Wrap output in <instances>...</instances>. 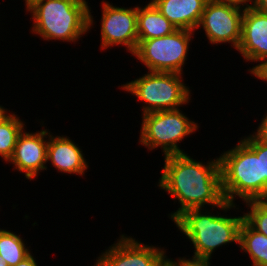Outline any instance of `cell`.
I'll return each mask as SVG.
<instances>
[{"instance_id": "obj_5", "label": "cell", "mask_w": 267, "mask_h": 266, "mask_svg": "<svg viewBox=\"0 0 267 266\" xmlns=\"http://www.w3.org/2000/svg\"><path fill=\"white\" fill-rule=\"evenodd\" d=\"M181 75L173 72L149 71L121 88L146 103L142 114L175 110L190 100V89L182 83Z\"/></svg>"}, {"instance_id": "obj_2", "label": "cell", "mask_w": 267, "mask_h": 266, "mask_svg": "<svg viewBox=\"0 0 267 266\" xmlns=\"http://www.w3.org/2000/svg\"><path fill=\"white\" fill-rule=\"evenodd\" d=\"M222 192L233 204L236 196L242 201L262 200L261 140L253 134L221 154ZM235 196V197H234Z\"/></svg>"}, {"instance_id": "obj_4", "label": "cell", "mask_w": 267, "mask_h": 266, "mask_svg": "<svg viewBox=\"0 0 267 266\" xmlns=\"http://www.w3.org/2000/svg\"><path fill=\"white\" fill-rule=\"evenodd\" d=\"M190 209L180 214L174 223L190 239L195 252V261H210L212 252L227 243H239V230L244 216L224 217ZM208 212V213H207Z\"/></svg>"}, {"instance_id": "obj_11", "label": "cell", "mask_w": 267, "mask_h": 266, "mask_svg": "<svg viewBox=\"0 0 267 266\" xmlns=\"http://www.w3.org/2000/svg\"><path fill=\"white\" fill-rule=\"evenodd\" d=\"M46 136H49L47 129L36 133L22 131L18 136L14 153L8 162L13 163L16 170L24 172L28 180L36 178L41 170L47 169Z\"/></svg>"}, {"instance_id": "obj_21", "label": "cell", "mask_w": 267, "mask_h": 266, "mask_svg": "<svg viewBox=\"0 0 267 266\" xmlns=\"http://www.w3.org/2000/svg\"><path fill=\"white\" fill-rule=\"evenodd\" d=\"M258 65H255L252 69L248 70L253 74L256 78L261 80H265L267 82V58L261 60Z\"/></svg>"}, {"instance_id": "obj_9", "label": "cell", "mask_w": 267, "mask_h": 266, "mask_svg": "<svg viewBox=\"0 0 267 266\" xmlns=\"http://www.w3.org/2000/svg\"><path fill=\"white\" fill-rule=\"evenodd\" d=\"M101 49L125 45L133 55L138 46V6L124 8L102 2Z\"/></svg>"}, {"instance_id": "obj_27", "label": "cell", "mask_w": 267, "mask_h": 266, "mask_svg": "<svg viewBox=\"0 0 267 266\" xmlns=\"http://www.w3.org/2000/svg\"><path fill=\"white\" fill-rule=\"evenodd\" d=\"M215 1L231 2V3L238 4V5H242V7L249 6V4L247 2H250V4L252 3V0H215ZM244 4H246V5H244Z\"/></svg>"}, {"instance_id": "obj_29", "label": "cell", "mask_w": 267, "mask_h": 266, "mask_svg": "<svg viewBox=\"0 0 267 266\" xmlns=\"http://www.w3.org/2000/svg\"><path fill=\"white\" fill-rule=\"evenodd\" d=\"M37 0H25L26 9Z\"/></svg>"}, {"instance_id": "obj_15", "label": "cell", "mask_w": 267, "mask_h": 266, "mask_svg": "<svg viewBox=\"0 0 267 266\" xmlns=\"http://www.w3.org/2000/svg\"><path fill=\"white\" fill-rule=\"evenodd\" d=\"M177 29L167 20L150 1L146 6H138V40H147L167 36Z\"/></svg>"}, {"instance_id": "obj_12", "label": "cell", "mask_w": 267, "mask_h": 266, "mask_svg": "<svg viewBox=\"0 0 267 266\" xmlns=\"http://www.w3.org/2000/svg\"><path fill=\"white\" fill-rule=\"evenodd\" d=\"M246 61L267 58V14L249 5L242 16L241 41L237 48Z\"/></svg>"}, {"instance_id": "obj_19", "label": "cell", "mask_w": 267, "mask_h": 266, "mask_svg": "<svg viewBox=\"0 0 267 266\" xmlns=\"http://www.w3.org/2000/svg\"><path fill=\"white\" fill-rule=\"evenodd\" d=\"M250 211L245 213L244 220L257 232L267 236V200L245 202Z\"/></svg>"}, {"instance_id": "obj_18", "label": "cell", "mask_w": 267, "mask_h": 266, "mask_svg": "<svg viewBox=\"0 0 267 266\" xmlns=\"http://www.w3.org/2000/svg\"><path fill=\"white\" fill-rule=\"evenodd\" d=\"M25 245L19 235L0 229V255L8 266L17 265L31 253Z\"/></svg>"}, {"instance_id": "obj_25", "label": "cell", "mask_w": 267, "mask_h": 266, "mask_svg": "<svg viewBox=\"0 0 267 266\" xmlns=\"http://www.w3.org/2000/svg\"><path fill=\"white\" fill-rule=\"evenodd\" d=\"M15 266H38L35 258L30 253L26 258H24L20 263Z\"/></svg>"}, {"instance_id": "obj_17", "label": "cell", "mask_w": 267, "mask_h": 266, "mask_svg": "<svg viewBox=\"0 0 267 266\" xmlns=\"http://www.w3.org/2000/svg\"><path fill=\"white\" fill-rule=\"evenodd\" d=\"M24 123L15 114H8L0 121V156L8 162L12 157Z\"/></svg>"}, {"instance_id": "obj_8", "label": "cell", "mask_w": 267, "mask_h": 266, "mask_svg": "<svg viewBox=\"0 0 267 266\" xmlns=\"http://www.w3.org/2000/svg\"><path fill=\"white\" fill-rule=\"evenodd\" d=\"M241 8V5L231 2L208 0L198 28L203 27L210 43H232L237 50L241 41L242 16L245 10V7Z\"/></svg>"}, {"instance_id": "obj_30", "label": "cell", "mask_w": 267, "mask_h": 266, "mask_svg": "<svg viewBox=\"0 0 267 266\" xmlns=\"http://www.w3.org/2000/svg\"><path fill=\"white\" fill-rule=\"evenodd\" d=\"M0 266H8V263L4 261L3 257L0 255Z\"/></svg>"}, {"instance_id": "obj_26", "label": "cell", "mask_w": 267, "mask_h": 266, "mask_svg": "<svg viewBox=\"0 0 267 266\" xmlns=\"http://www.w3.org/2000/svg\"><path fill=\"white\" fill-rule=\"evenodd\" d=\"M157 266H180V258L177 261L170 260L166 256L157 264Z\"/></svg>"}, {"instance_id": "obj_7", "label": "cell", "mask_w": 267, "mask_h": 266, "mask_svg": "<svg viewBox=\"0 0 267 266\" xmlns=\"http://www.w3.org/2000/svg\"><path fill=\"white\" fill-rule=\"evenodd\" d=\"M193 32L177 29L167 36L138 40L133 56H136L151 72L182 74Z\"/></svg>"}, {"instance_id": "obj_23", "label": "cell", "mask_w": 267, "mask_h": 266, "mask_svg": "<svg viewBox=\"0 0 267 266\" xmlns=\"http://www.w3.org/2000/svg\"><path fill=\"white\" fill-rule=\"evenodd\" d=\"M180 266H210L209 261H195L186 258H180Z\"/></svg>"}, {"instance_id": "obj_22", "label": "cell", "mask_w": 267, "mask_h": 266, "mask_svg": "<svg viewBox=\"0 0 267 266\" xmlns=\"http://www.w3.org/2000/svg\"><path fill=\"white\" fill-rule=\"evenodd\" d=\"M253 135L257 139L267 144V115L262 118L261 124L258 126L257 132Z\"/></svg>"}, {"instance_id": "obj_1", "label": "cell", "mask_w": 267, "mask_h": 266, "mask_svg": "<svg viewBox=\"0 0 267 266\" xmlns=\"http://www.w3.org/2000/svg\"><path fill=\"white\" fill-rule=\"evenodd\" d=\"M164 162L158 186L180 202L178 210L170 214L173 221L190 209L204 211L206 204L225 212L236 208L224 198L219 157L205 165L184 153L165 156Z\"/></svg>"}, {"instance_id": "obj_28", "label": "cell", "mask_w": 267, "mask_h": 266, "mask_svg": "<svg viewBox=\"0 0 267 266\" xmlns=\"http://www.w3.org/2000/svg\"><path fill=\"white\" fill-rule=\"evenodd\" d=\"M7 112V109L5 110L4 107L0 106V121L6 117L8 114L6 113Z\"/></svg>"}, {"instance_id": "obj_14", "label": "cell", "mask_w": 267, "mask_h": 266, "mask_svg": "<svg viewBox=\"0 0 267 266\" xmlns=\"http://www.w3.org/2000/svg\"><path fill=\"white\" fill-rule=\"evenodd\" d=\"M208 0H151L160 13L176 29H198L205 4Z\"/></svg>"}, {"instance_id": "obj_20", "label": "cell", "mask_w": 267, "mask_h": 266, "mask_svg": "<svg viewBox=\"0 0 267 266\" xmlns=\"http://www.w3.org/2000/svg\"><path fill=\"white\" fill-rule=\"evenodd\" d=\"M262 200H267V144L261 141Z\"/></svg>"}, {"instance_id": "obj_24", "label": "cell", "mask_w": 267, "mask_h": 266, "mask_svg": "<svg viewBox=\"0 0 267 266\" xmlns=\"http://www.w3.org/2000/svg\"><path fill=\"white\" fill-rule=\"evenodd\" d=\"M252 3L253 4L251 6H253L255 9L267 14V0H253Z\"/></svg>"}, {"instance_id": "obj_3", "label": "cell", "mask_w": 267, "mask_h": 266, "mask_svg": "<svg viewBox=\"0 0 267 266\" xmlns=\"http://www.w3.org/2000/svg\"><path fill=\"white\" fill-rule=\"evenodd\" d=\"M26 10L32 13V31L48 41L75 42L93 25L85 0H37Z\"/></svg>"}, {"instance_id": "obj_16", "label": "cell", "mask_w": 267, "mask_h": 266, "mask_svg": "<svg viewBox=\"0 0 267 266\" xmlns=\"http://www.w3.org/2000/svg\"><path fill=\"white\" fill-rule=\"evenodd\" d=\"M238 245L249 254L252 266H267V236L254 230L245 220L240 226Z\"/></svg>"}, {"instance_id": "obj_13", "label": "cell", "mask_w": 267, "mask_h": 266, "mask_svg": "<svg viewBox=\"0 0 267 266\" xmlns=\"http://www.w3.org/2000/svg\"><path fill=\"white\" fill-rule=\"evenodd\" d=\"M80 149L69 137H54L49 133L47 162L50 161L59 172L81 176L88 168V163Z\"/></svg>"}, {"instance_id": "obj_10", "label": "cell", "mask_w": 267, "mask_h": 266, "mask_svg": "<svg viewBox=\"0 0 267 266\" xmlns=\"http://www.w3.org/2000/svg\"><path fill=\"white\" fill-rule=\"evenodd\" d=\"M117 241L98 257L94 266H157L166 256L164 249L144 245L130 236L120 235Z\"/></svg>"}, {"instance_id": "obj_6", "label": "cell", "mask_w": 267, "mask_h": 266, "mask_svg": "<svg viewBox=\"0 0 267 266\" xmlns=\"http://www.w3.org/2000/svg\"><path fill=\"white\" fill-rule=\"evenodd\" d=\"M198 129L197 123L191 121L179 109L145 113L139 143L149 150L163 149L164 157L184 154L178 142Z\"/></svg>"}]
</instances>
